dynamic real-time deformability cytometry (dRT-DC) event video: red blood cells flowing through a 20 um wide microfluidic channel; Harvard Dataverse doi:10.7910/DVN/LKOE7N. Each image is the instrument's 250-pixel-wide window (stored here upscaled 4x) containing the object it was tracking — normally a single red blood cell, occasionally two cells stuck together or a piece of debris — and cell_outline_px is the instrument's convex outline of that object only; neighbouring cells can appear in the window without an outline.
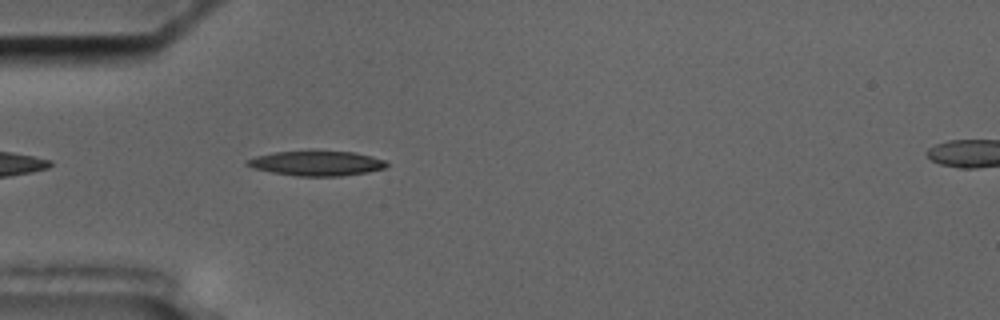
{"species": "common noctule bat (a hibernating species)", "species_latin": "Nyctalus noctula", "temperature_condition": "cold", "stored_images_in_passage": 43, "segment_of_instrument_passage": [1, 2], "camera_frame_rate_fps": 3000, "um_per_image_px": 0.085, "animal": {"sex": "male", "body_mass_g": 17.5, "forearm_length_mm": 52.3}, "frame": {"image": 1, "passage_image": 3, "time_ms": 0.667, "image_size_px": [1000, 320], "cell_outline_px": [[388, 164], [384, 168], [368, 172], [340, 176], [296, 176], [272, 172], [252, 168], [244, 164], [244, 160], [256, 156], [276, 152], [312, 148], [352, 152], [372, 156], [384, 160]], "centroid_in_image_um": [26.86, 13.84], "position_along_channel_um": 58.1, "area_um2": 20.98}}
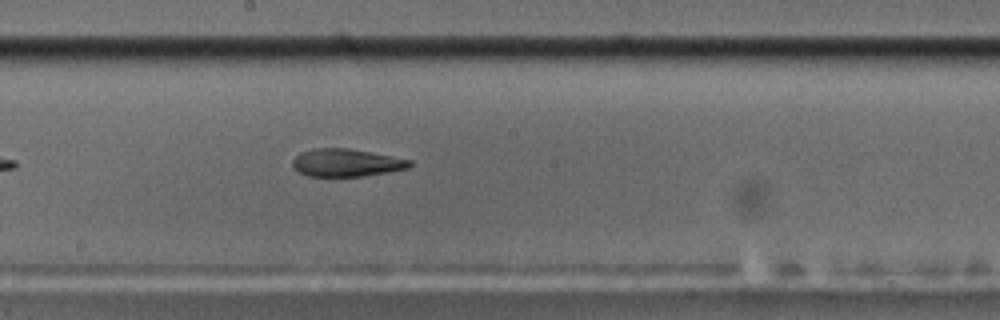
{"frame": {"image": 2, "passage_image": 17, "time_ms": 5.333, "image_size_px": [1000, 320], "cell_outline_px": [[412, 164], [408, 168], [388, 172], [364, 176], [308, 176], [300, 172], [292, 164], [292, 160], [300, 152], [312, 148], [348, 148], [412, 160]], "centroid_in_image_um": [29.43, 13.82], "position_along_channel_um": 218.8, "area_um2": 18.79}}
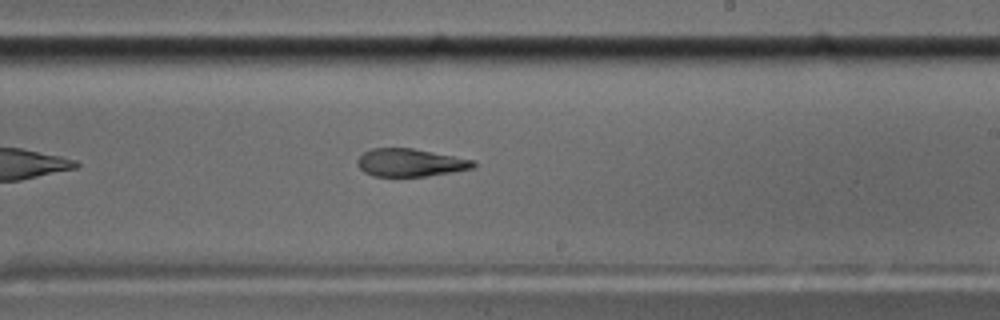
{"frame": {"image": 3, "passage_image": 20, "time_ms": 6.333, "image_size_px": [1000, 320], "cell_outline_px": [[476, 164], [472, 168], [452, 172], [428, 176], [376, 176], [364, 172], [356, 164], [356, 160], [364, 152], [372, 148], [412, 148], [476, 160]], "centroid_in_image_um": [34.87, 13.82], "position_along_channel_um": 254.1, "area_um2": 18.79}}